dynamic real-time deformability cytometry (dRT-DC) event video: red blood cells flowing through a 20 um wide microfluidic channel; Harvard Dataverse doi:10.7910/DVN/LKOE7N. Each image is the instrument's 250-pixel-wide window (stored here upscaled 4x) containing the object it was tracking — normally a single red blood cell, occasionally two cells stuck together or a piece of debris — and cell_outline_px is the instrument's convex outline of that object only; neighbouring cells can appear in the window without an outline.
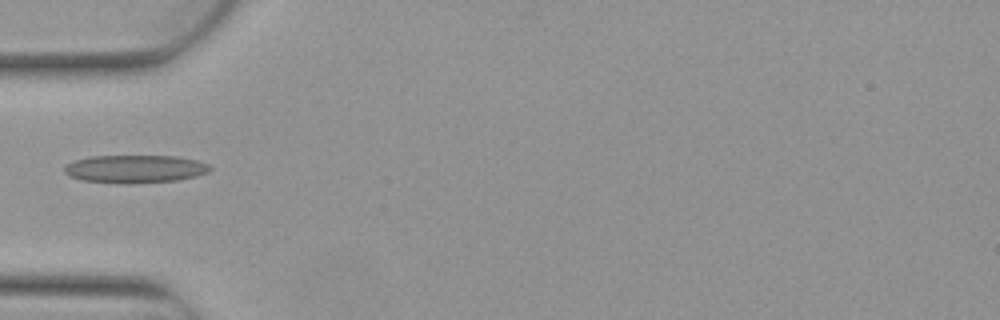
{"species": "Egyptian fruit bat (a non-hibernating species)", "species_latin": "Rousettus aegyptiacus", "temperature_condition": "warm", "stored_images_in_passage": 1, "camera_frame_rate_fps": 3000, "um_per_image_px": 0.085, "animal": {"sex": "female"}, "frame": {"image": 1, "passage_image": 1, "time_ms": 0.0, "image_size_px": [1000, 320], "cell_outline_px": [[212, 168], [208, 172], [196, 176], [176, 180], [132, 184], [124, 184], [84, 180], [68, 176], [64, 172], [64, 168], [72, 160], [88, 156], [180, 156], [196, 160], [208, 164]], "centroid_in_image_um": [11.47, 14.35], "position_along_channel_um": 73.5, "area_um2": 23.87}}